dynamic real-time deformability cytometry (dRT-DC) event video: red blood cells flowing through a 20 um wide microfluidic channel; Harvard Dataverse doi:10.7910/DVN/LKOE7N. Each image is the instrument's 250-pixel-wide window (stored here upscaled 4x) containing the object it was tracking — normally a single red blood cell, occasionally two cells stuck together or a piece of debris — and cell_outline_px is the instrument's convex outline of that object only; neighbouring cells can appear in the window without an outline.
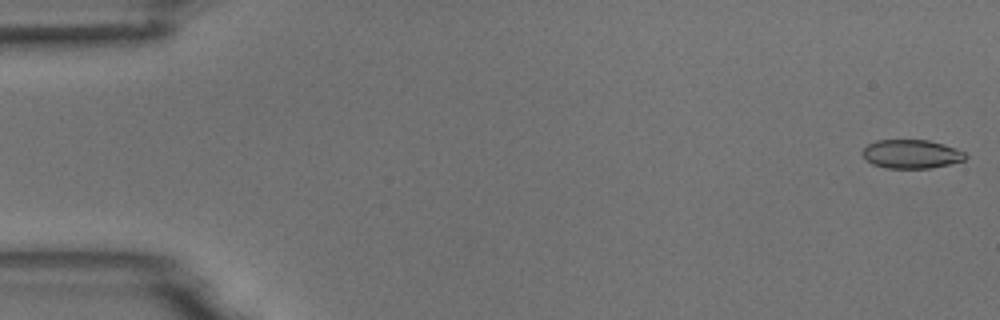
{"species": "common noctule bat (a hibernating species)", "species_latin": "Nyctalus noctula", "temperature_condition": "room temperature", "stored_images_in_passage": 54, "camera_frame_rate_fps": 3000, "um_per_image_px": 0.085, "animal": {"sex": "male", "body_mass_g": 18.8}, "frame": {"image": 1, "passage_image": 1, "time_ms": 0.0, "image_size_px": [1000, 320], "cell_outline_px": [[968, 156], [964, 160], [932, 168], [884, 168], [872, 164], [860, 152], [868, 144], [876, 140], [928, 140], [944, 144], [964, 152]], "centroid_in_image_um": [77.45, 13.09], "position_along_channel_um": 7.6, "area_um2": 17.22}}
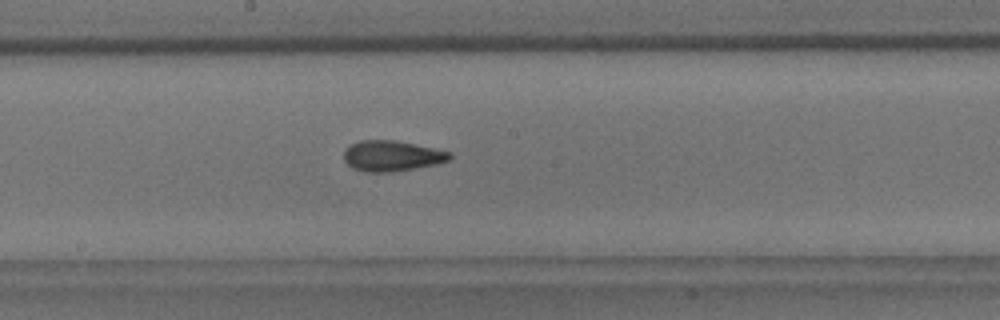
{"frame": {"image": 2, "passage_image": 29, "time_ms": 9.333, "image_size_px": [1000, 320], "cell_outline_px": [[452, 156], [448, 160], [436, 164], [392, 172], [364, 172], [352, 168], [344, 160], [344, 148], [348, 144], [360, 140], [396, 140], [452, 152]], "centroid_in_image_um": [33.26, 13.24], "position_along_channel_um": 214.9, "area_um2": 19.02}}
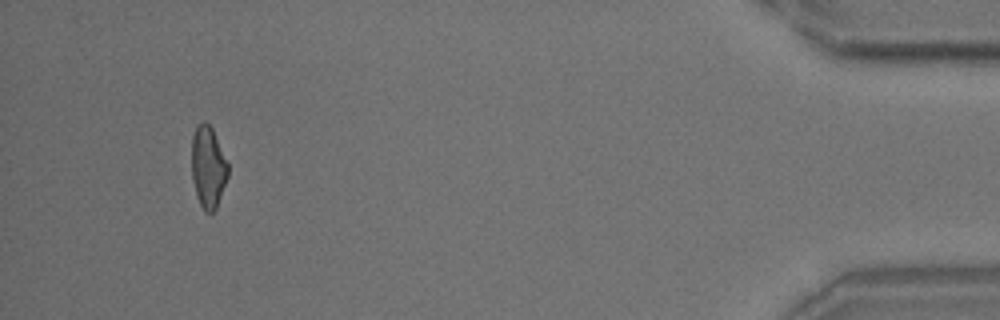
{"frame": {"image": 3, "passage_image": 51, "time_ms": 16.667, "image_size_px": [1000, 320], "cell_outline_px": [[228, 176], [216, 208], [212, 212], [204, 212], [196, 196], [192, 180], [192, 136], [196, 124], [204, 120], [212, 128], [228, 164]], "centroid_in_image_um": [17.67, 14.19], "position_along_channel_um": 417.5, "area_um2": 17.34}, "authors_computed_cell_mechanics": {"area_um2": 18.207, "velocity_mm_per_s": 3.726, "shape_relaxation_time_tau1_ms": 10.5426, "shape_relaxation_time_tau2_ms": 2.0884, "deformation_change_tau1": 0.2245, "deformation_change_tau2": 0.1038}}